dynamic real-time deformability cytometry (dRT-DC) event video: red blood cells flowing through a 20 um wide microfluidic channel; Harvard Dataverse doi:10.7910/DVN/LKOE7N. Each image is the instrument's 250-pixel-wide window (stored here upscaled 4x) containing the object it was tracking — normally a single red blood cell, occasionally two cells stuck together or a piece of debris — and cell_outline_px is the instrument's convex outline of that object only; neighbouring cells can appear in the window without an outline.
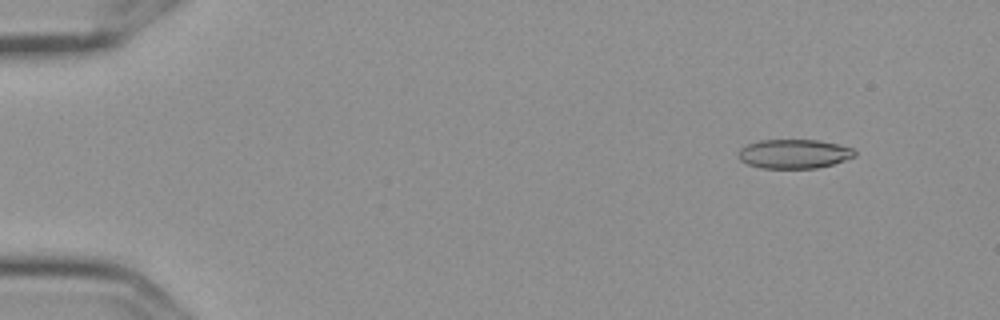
{"species": "Egyptian fruit bat (a non-hibernating species)", "species_latin": "Rousettus aegyptiacus", "temperature_condition": "cold", "stored_images_in_passage": 8, "camera_frame_rate_fps": 3000, "um_per_image_px": 0.085, "frame": {"image": 1, "passage_image": 1, "time_ms": 0.0, "image_size_px": [1000, 320], "cell_outline_px": [[856, 156], [832, 164], [816, 168], [760, 168], [748, 164], [740, 160], [736, 156], [740, 148], [748, 144], [760, 140], [816, 140], [836, 144], [852, 148], [856, 152]], "centroid_in_image_um": [67.45, 13.08], "position_along_channel_um": 17.5, "area_um2": 19.71}}
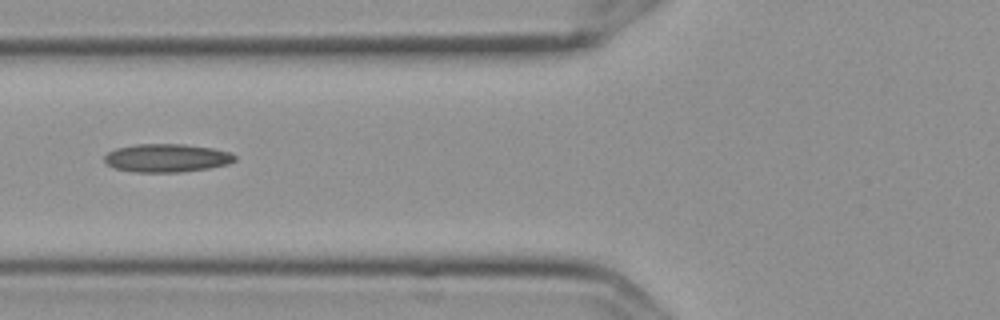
{"frame": {"image": 2, "passage_image": 6, "time_ms": 1.667, "image_size_px": [1000, 320], "cell_outline_px": [[236, 160], [228, 164], [208, 168], [180, 172], [132, 172], [112, 168], [104, 160], [104, 156], [108, 152], [116, 148], [136, 144], [184, 144], [212, 148], [228, 152], [236, 156]], "centroid_in_image_um": [14.14, 13.43], "position_along_channel_um": 111.7, "area_um2": 21.5}}
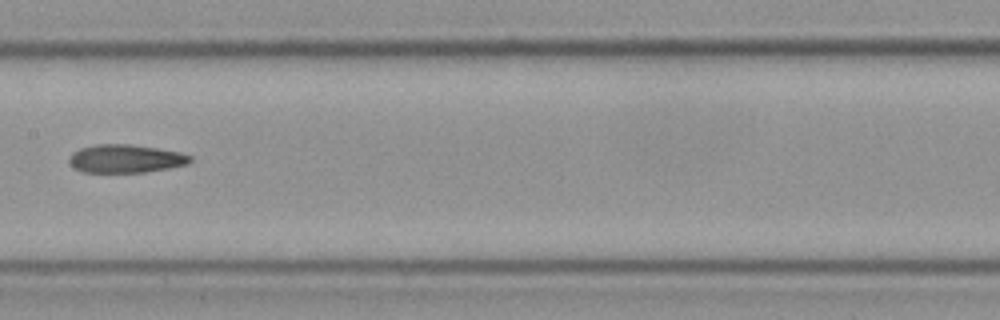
{"frame": {"image": 3, "passage_image": 8, "time_ms": 2.333, "image_size_px": [1000, 320], "cell_outline_px": [[192, 160], [188, 164], [168, 168], [144, 172], [84, 172], [76, 168], [68, 160], [72, 152], [80, 148], [96, 144], [128, 144], [156, 148], [180, 152], [192, 156]], "centroid_in_image_um": [10.69, 13.48], "position_along_channel_um": 196.7, "area_um2": 19.77}}